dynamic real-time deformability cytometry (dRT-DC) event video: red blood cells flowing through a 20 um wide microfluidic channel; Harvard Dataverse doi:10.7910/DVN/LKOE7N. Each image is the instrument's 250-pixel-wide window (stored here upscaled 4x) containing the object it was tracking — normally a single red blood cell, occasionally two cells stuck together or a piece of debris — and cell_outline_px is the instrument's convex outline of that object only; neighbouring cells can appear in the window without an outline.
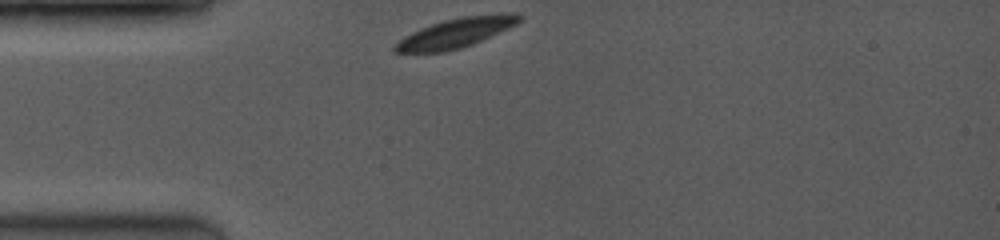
{"species": "common noctule bat (a hibernating species)", "species_latin": "Nyctalus noctula", "temperature_condition": "room temperature", "stored_images_in_passage": 27, "camera_frame_rate_fps": 3500, "um_per_image_px": 0.085, "animal": {"sex": "female", "body_mass_g": 19.0, "forearm_length_mm": 53.3}, "frame": {"image": 1, "passage_image": 1, "time_ms": 0.0, "image_size_px": [1000, 240], "cell_outline_px": [[524, 16], [516, 24], [508, 28], [472, 44], [460, 48], [444, 52], [392, 52], [392, 48], [404, 36], [420, 28], [444, 20], [464, 16], [508, 12], [516, 12]], "centroid_in_image_um": [38.77, 2.78], "position_along_channel_um": 46.2, "area_um2": 21.27}}
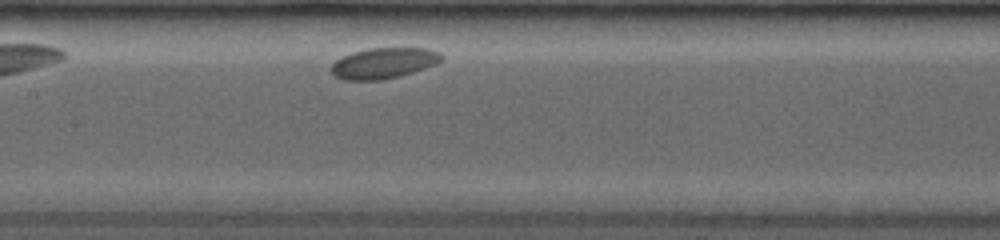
{"frame": {"image": 2, "passage_image": 12, "time_ms": 3.429, "image_size_px": [1000, 240], "cell_outline_px": [[444, 56], [436, 64], [400, 76], [380, 80], [344, 80], [336, 76], [328, 68], [340, 56], [352, 52], [368, 48], [428, 48], [440, 52]], "centroid_in_image_um": [32.58, 5.36], "position_along_channel_um": 174.8, "area_um2": 19.88}}
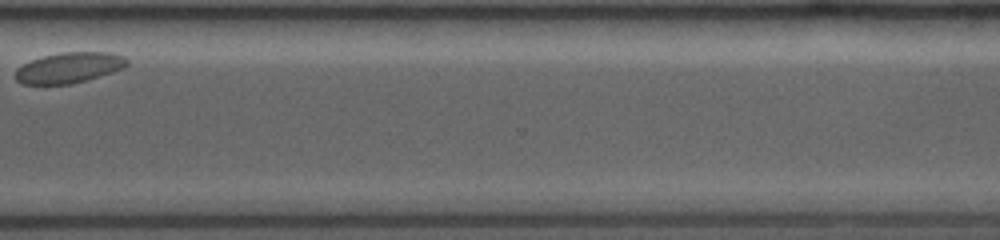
{"frame": {"image": 3, "passage_image": 26, "time_ms": 8.857, "image_size_px": [1000, 240], "cell_outline_px": [[128, 64], [124, 68], [112, 72], [72, 84], [24, 84], [16, 80], [16, 68], [32, 60], [44, 56], [64, 52], [112, 52], [124, 56], [128, 60]], "centroid_in_image_um": [5.9, 5.75], "position_along_channel_um": 364.7, "area_um2": 19.77}, "authors_computed_cell_mechanics": {"area_um2": 20.23, "velocity_mm_per_s": 3.4916, "shape_relaxation_time_tau1_ms": 0.5999, "shape_relaxation_time_tau2_ms": null, "deformation_change_tau1": 0.0626, "deformation_change_tau2": null}}